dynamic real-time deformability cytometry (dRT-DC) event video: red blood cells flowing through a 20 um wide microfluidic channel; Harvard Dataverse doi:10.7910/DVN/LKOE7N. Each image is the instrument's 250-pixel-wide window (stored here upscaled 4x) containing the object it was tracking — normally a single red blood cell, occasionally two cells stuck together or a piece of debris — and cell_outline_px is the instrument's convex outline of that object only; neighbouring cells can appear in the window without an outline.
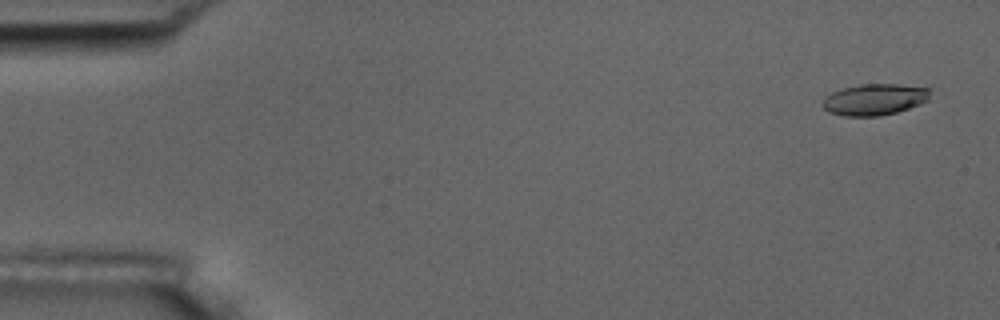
{"species": "common noctule bat (a hibernating species)", "species_latin": "Nyctalus noctula", "temperature_condition": "room temperature", "stored_images_in_passage": 54, "camera_frame_rate_fps": 3000, "um_per_image_px": 0.085, "animal": {"sex": "male", "body_mass_g": 17.5, "forearm_length_mm": 52.3}, "frame": {"image": 1, "passage_image": 1, "time_ms": 0.0, "image_size_px": [1000, 320], "cell_outline_px": [[928, 100], [920, 104], [896, 112], [880, 116], [844, 116], [828, 112], [820, 104], [824, 96], [832, 92], [844, 88], [860, 84], [900, 84], [928, 88]], "centroid_in_image_um": [74.27, 8.46], "position_along_channel_um": 10.7, "area_um2": 19.65}}
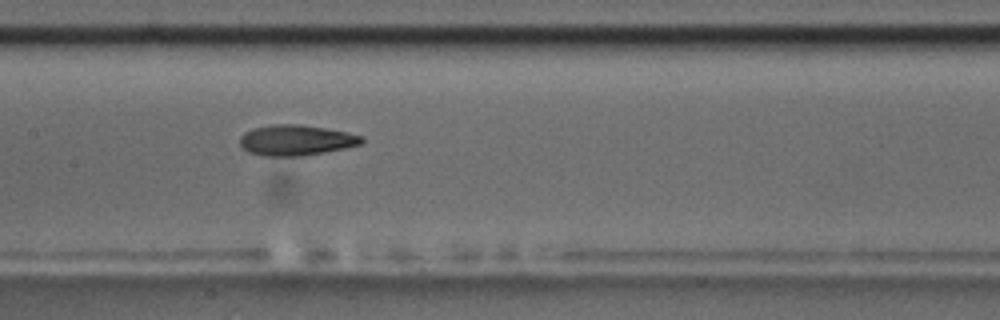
{"frame": {"image": 2, "passage_image": 26, "time_ms": 8.333, "image_size_px": [1000, 320], "cell_outline_px": [[364, 140], [360, 144], [344, 148], [304, 156], [264, 156], [248, 152], [240, 144], [240, 136], [244, 132], [252, 128], [272, 124], [300, 124], [348, 132], [364, 136]], "centroid_in_image_um": [25.15, 11.91], "position_along_channel_um": 182.3, "area_um2": 21.79}}
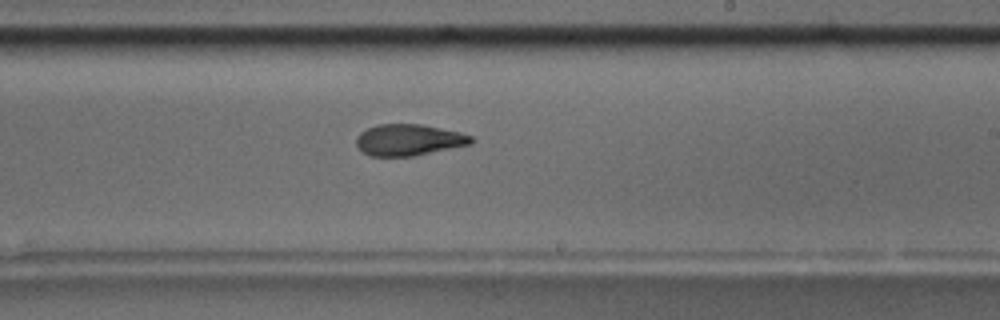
{"frame": {"image": 3, "passage_image": 32, "time_ms": 10.333, "image_size_px": [1000, 320], "cell_outline_px": [[476, 140], [472, 144], [412, 156], [368, 156], [356, 144], [356, 136], [360, 132], [376, 124], [420, 124], [460, 132], [472, 136]], "centroid_in_image_um": [34.75, 11.89], "position_along_channel_um": 254.2, "area_um2": 21.04}, "authors_computed_cell_mechanics": {"area_um2": 21.0103, "velocity_mm_per_s": 3.6162, "shape_relaxation_time_tau1_ms": 4.6824, "shape_relaxation_time_tau2_ms": 1.9585, "deformation_change_tau1": 0.1939, "deformation_change_tau2": 0.103}}